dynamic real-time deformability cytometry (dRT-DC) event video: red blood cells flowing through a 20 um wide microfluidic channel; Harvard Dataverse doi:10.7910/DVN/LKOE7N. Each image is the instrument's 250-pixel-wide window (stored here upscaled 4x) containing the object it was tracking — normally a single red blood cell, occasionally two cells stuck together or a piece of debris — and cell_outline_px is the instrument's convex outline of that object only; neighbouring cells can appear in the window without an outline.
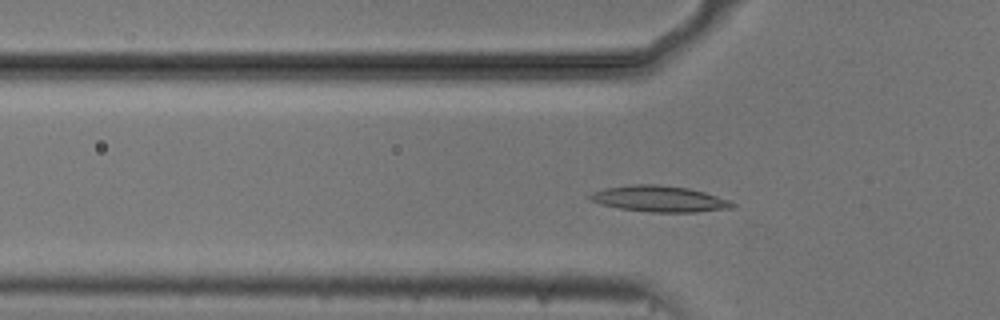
{"species": "common noctule bat (a hibernating species)", "species_latin": "Nyctalus noctula", "temperature_condition": "cold", "stored_images_in_passage": 51, "camera_frame_rate_fps": 3000, "um_per_image_px": 0.085, "animal": {"sex": "male", "body_mass_g": 20.5, "forearm_length_mm": 52.5}, "frame": {"image": 1, "passage_image": 14, "time_ms": 4.333, "image_size_px": [1000, 320], "cell_outline_px": [[736, 204], [732, 208], [696, 212], [648, 212], [620, 208], [600, 204], [588, 200], [584, 196], [592, 192], [604, 188], [632, 184], [656, 184], [688, 188], [704, 192], [728, 200]], "centroid_in_image_um": [55.96, 16.9], "position_along_channel_um": 69.8, "area_um2": 21.73}}
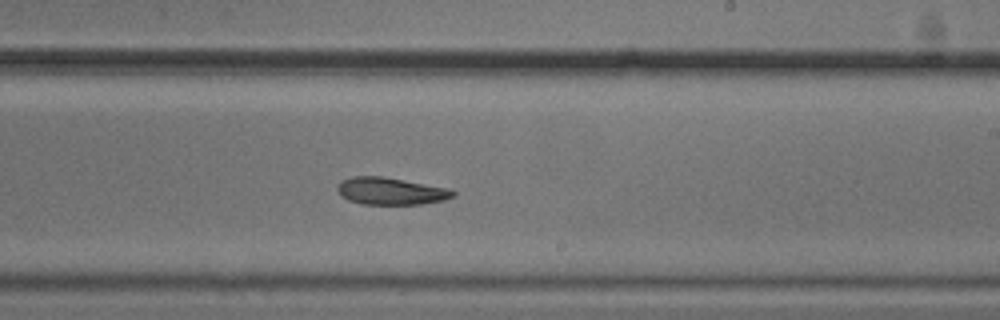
{"frame": {"image": 2, "passage_image": 29, "time_ms": 9.333, "image_size_px": [1000, 320], "cell_outline_px": [[456, 196], [444, 200], [420, 204], [360, 204], [348, 200], [340, 196], [336, 188], [340, 180], [352, 176], [380, 176], [448, 188], [456, 192]], "centroid_in_image_um": [33.17, 16.25], "position_along_channel_um": 255.8, "area_um2": 18.38}}
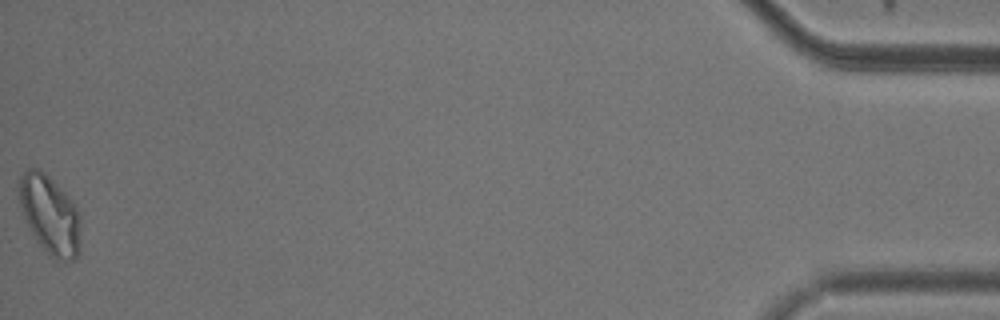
{"frame": {"image": 3, "passage_image": 51, "time_ms": 16.667, "image_size_px": [1000, 320], "cell_outline_px": [[80, 252], [72, 260], [56, 260], [36, 240], [24, 216], [20, 204], [20, 176], [28, 168], [36, 168], [44, 172], [76, 204], [80, 216]], "centroid_in_image_um": [4.28, 18.26], "position_along_channel_um": 430.9, "area_um2": 27.8}, "authors_computed_cell_mechanics": {"area_um2": 19.7676, "velocity_mm_per_s": 3.7134, "shape_relaxation_time_tau1_ms": 4.2644, "shape_relaxation_time_tau2_ms": null, "deformation_change_tau1": 0.1166, "deformation_change_tau2": null}}